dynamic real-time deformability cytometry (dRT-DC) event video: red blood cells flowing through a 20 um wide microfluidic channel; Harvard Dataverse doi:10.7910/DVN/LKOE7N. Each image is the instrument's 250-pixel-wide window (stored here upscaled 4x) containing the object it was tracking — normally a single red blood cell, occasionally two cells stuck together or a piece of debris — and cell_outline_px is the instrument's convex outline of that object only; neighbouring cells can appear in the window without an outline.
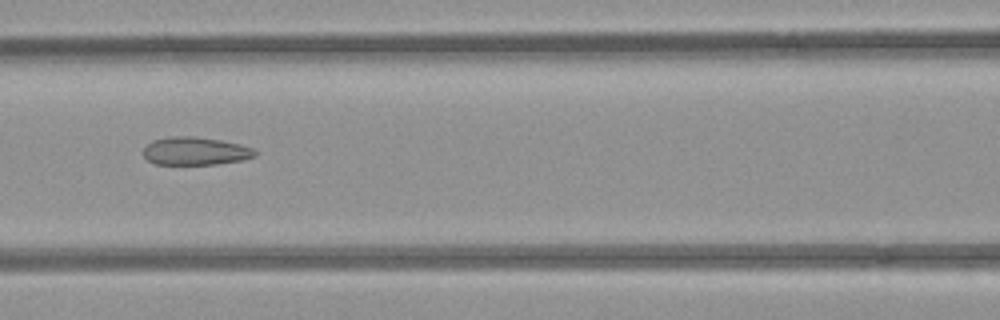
{"species": "common noctule bat (a hibernating species)", "species_latin": "Nyctalus noctula", "temperature_condition": "room temperature", "stored_images_in_passage": 6, "camera_frame_rate_fps": 3000, "um_per_image_px": 0.085, "animal": {"sex": "female", "body_mass_g": 21.9}, "frame": {"image": 1, "passage_image": 3, "time_ms": 2.333, "image_size_px": [1000, 320], "cell_outline_px": [[256, 156], [240, 160], [216, 164], [156, 164], [148, 160], [144, 156], [144, 148], [152, 140], [168, 136], [196, 136], [220, 140], [240, 144], [252, 148], [256, 152]], "centroid_in_image_um": [16.58, 12.83], "position_along_channel_um": 150.0, "area_um2": 18.15}}
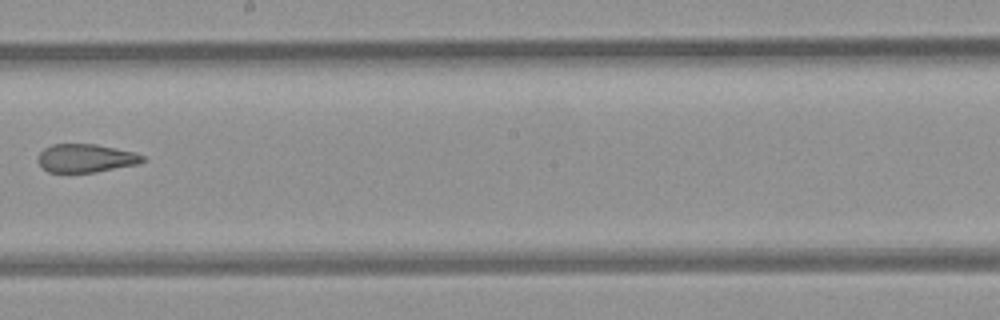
{"frame": {"image": 2, "passage_image": 5, "time_ms": 4.667, "image_size_px": [1000, 320], "cell_outline_px": [[144, 160], [136, 164], [96, 172], [48, 172], [36, 160], [36, 156], [44, 148], [52, 144], [96, 144], [132, 152], [144, 156]], "centroid_in_image_um": [7.22, 13.44], "position_along_channel_um": 241.0, "area_um2": 17.11}}
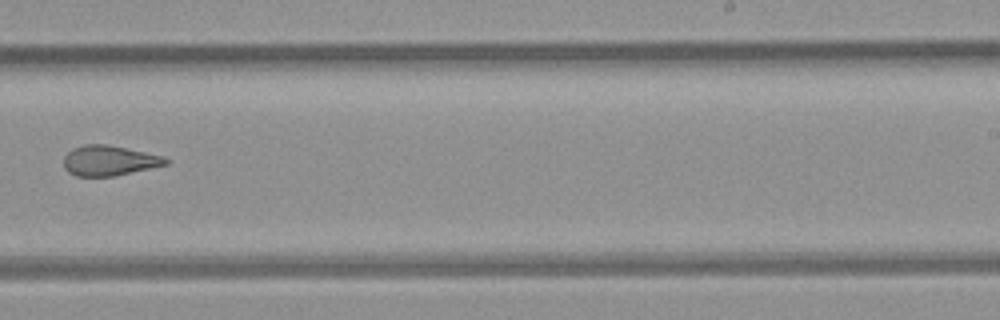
{"frame": {"image": 3, "passage_image": 6, "time_ms": 5.667, "image_size_px": [1000, 320], "cell_outline_px": [[168, 164], [116, 176], [76, 176], [68, 172], [64, 168], [64, 156], [72, 148], [84, 144], [104, 144], [164, 156], [168, 160]], "centroid_in_image_um": [9.25, 13.66], "position_along_channel_um": 279.7, "area_um2": 17.86}}